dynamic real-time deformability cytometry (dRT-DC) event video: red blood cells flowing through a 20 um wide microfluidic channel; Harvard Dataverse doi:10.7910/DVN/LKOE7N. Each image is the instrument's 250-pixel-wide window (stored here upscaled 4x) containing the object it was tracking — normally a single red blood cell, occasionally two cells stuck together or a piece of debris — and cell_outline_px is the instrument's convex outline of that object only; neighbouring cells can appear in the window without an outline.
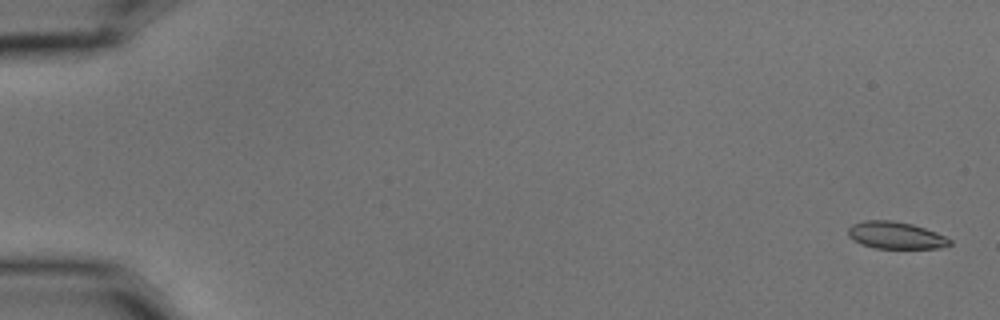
{"species": "common noctule bat (a hibernating species)", "species_latin": "Nyctalus noctula", "temperature_condition": "cold", "stored_images_in_passage": 6, "camera_frame_rate_fps": 3000, "um_per_image_px": 0.085, "animal": {"sex": "male", "body_mass_g": 15.6}, "frame": {"image": 1, "passage_image": 1, "time_ms": 0.0, "image_size_px": [1000, 320], "cell_outline_px": [[952, 244], [940, 248], [876, 248], [860, 244], [848, 236], [848, 228], [852, 224], [864, 220], [892, 220], [912, 224], [936, 232], [952, 240]], "centroid_in_image_um": [76.12, 20.0], "position_along_channel_um": 8.9, "area_um2": 16.07}}
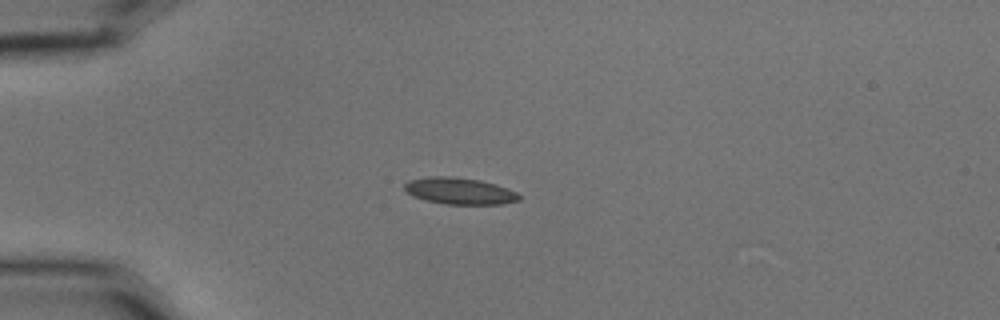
{"frame": {"image": 2, "passage_image": 5, "time_ms": 1.333, "image_size_px": [1000, 320], "cell_outline_px": [[520, 200], [500, 204], [444, 204], [412, 196], [404, 192], [404, 184], [408, 180], [428, 176], [452, 176], [480, 180], [496, 184], [516, 192], [520, 196]], "centroid_in_image_um": [39.02, 16.22], "position_along_channel_um": 46.0, "area_um2": 17.86}}